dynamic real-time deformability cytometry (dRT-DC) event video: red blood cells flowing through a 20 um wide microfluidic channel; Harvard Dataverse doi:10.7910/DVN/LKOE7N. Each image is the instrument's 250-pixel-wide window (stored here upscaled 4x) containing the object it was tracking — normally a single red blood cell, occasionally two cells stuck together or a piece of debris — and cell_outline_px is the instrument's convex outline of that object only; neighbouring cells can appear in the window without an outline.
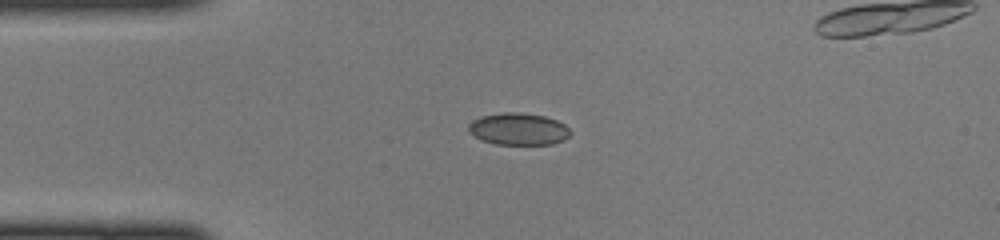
{"species": "common noctule bat (a hibernating species)", "species_latin": "Nyctalus noctula", "temperature_condition": "cold", "stored_images_in_passage": 34, "camera_frame_rate_fps": 3000, "um_per_image_px": 0.085, "animal": {"sex": "female", "body_mass_g": 22.0, "forearm_length_mm": 56.7}, "frame": {"image": 1, "passage_image": 1, "time_ms": 0.0, "image_size_px": [1000, 240], "cell_outline_px": [[572, 132], [564, 140], [552, 144], [496, 144], [480, 140], [468, 132], [468, 124], [472, 120], [480, 116], [504, 112], [516, 112], [544, 116], [556, 120], [564, 124]], "centroid_in_image_um": [44.03, 10.97], "position_along_channel_um": 41.0, "area_um2": 19.07}}
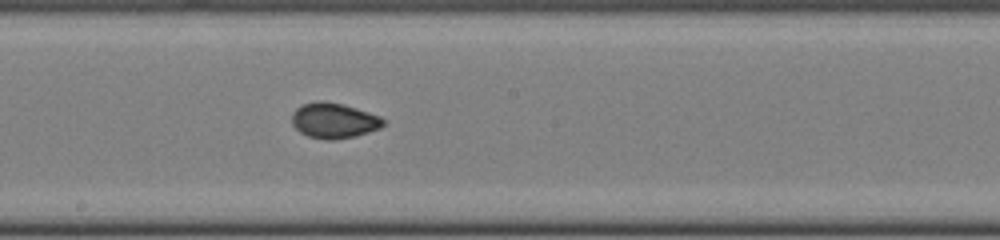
{"frame": {"image": 2, "passage_image": 15, "time_ms": 4.667, "image_size_px": [1000, 240], "cell_outline_px": [[384, 124], [380, 128], [368, 132], [352, 136], [332, 140], [328, 140], [308, 136], [300, 132], [292, 124], [292, 112], [300, 104], [316, 100], [324, 100], [344, 104], [380, 116], [384, 120]], "centroid_in_image_um": [28.34, 10.22], "position_along_channel_um": 219.9, "area_um2": 18.9}}
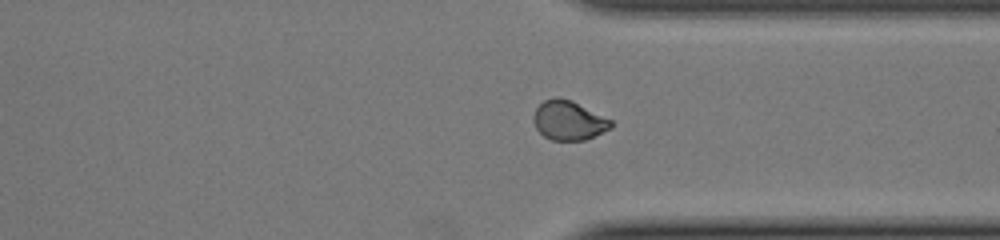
{"frame": {"image": 3, "passage_image": 25, "time_ms": 8.0, "image_size_px": [1000, 240], "cell_outline_px": [[612, 128], [584, 140], [552, 140], [544, 136], [536, 128], [532, 120], [532, 116], [536, 108], [544, 100], [556, 96], [560, 96], [572, 100], [612, 120]], "centroid_in_image_um": [48.31, 10.21], "position_along_channel_um": 363.1, "area_um2": 17.86}}